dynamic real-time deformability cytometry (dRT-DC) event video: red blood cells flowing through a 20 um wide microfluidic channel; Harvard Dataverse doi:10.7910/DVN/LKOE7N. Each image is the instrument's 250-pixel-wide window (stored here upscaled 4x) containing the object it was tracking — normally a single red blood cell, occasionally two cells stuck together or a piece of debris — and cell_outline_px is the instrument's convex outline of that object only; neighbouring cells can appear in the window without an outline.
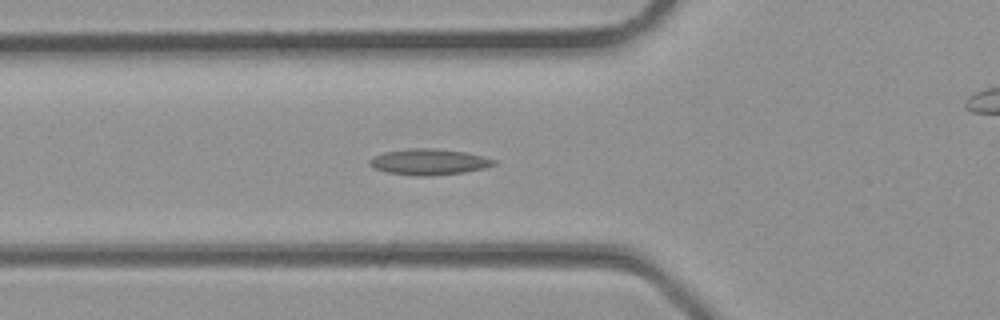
{"species": "common noctule bat (a hibernating species)", "species_latin": "Nyctalus noctula", "temperature_condition": "room temperature", "stored_images_in_passage": 35, "camera_frame_rate_fps": 3000, "um_per_image_px": 0.085, "animal": {"sex": "male", "body_mass_g": 23.1, "forearm_length_mm": 52.7}, "frame": {"image": 1, "passage_image": 12, "time_ms": 3.667, "image_size_px": [1000, 320], "cell_outline_px": [[496, 164], [484, 168], [464, 172], [432, 176], [416, 176], [388, 172], [376, 168], [368, 164], [368, 160], [372, 156], [384, 152], [408, 148], [432, 148], [464, 152], [484, 156], [496, 160]], "centroid_in_image_um": [36.45, 13.76], "position_along_channel_um": 89.4, "area_um2": 18.84}}
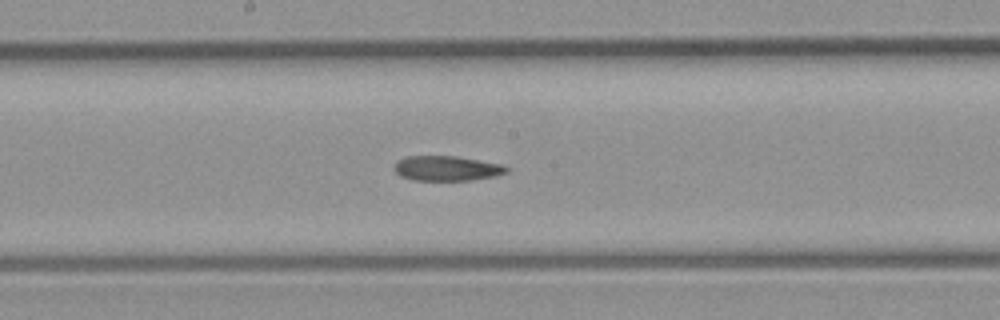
{"frame": {"image": 2, "passage_image": 18, "time_ms": 5.667, "image_size_px": [1000, 320], "cell_outline_px": [[508, 172], [496, 176], [472, 180], [412, 180], [400, 176], [392, 168], [396, 160], [404, 156], [456, 156], [504, 164], [508, 168]], "centroid_in_image_um": [37.96, 14.3], "position_along_channel_um": 210.2, "area_um2": 16.59}}
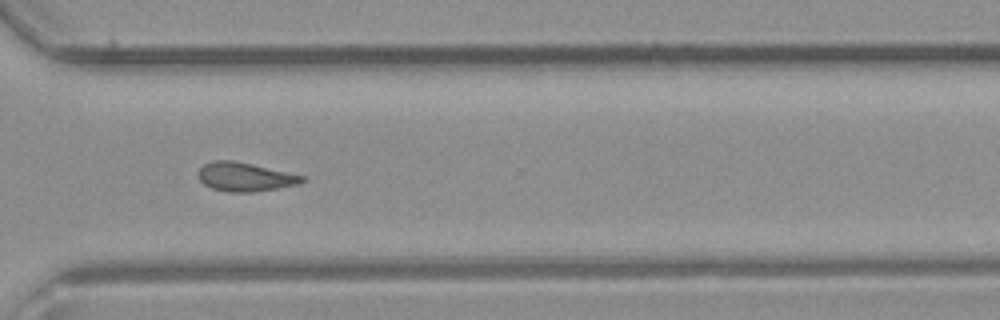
{"frame": {"image": 3, "passage_image": 25, "time_ms": 8.0, "image_size_px": [1000, 320], "cell_outline_px": [[308, 180], [300, 184], [252, 192], [232, 192], [212, 188], [204, 184], [200, 180], [196, 172], [204, 164], [212, 160], [232, 160], [252, 164], [304, 176]], "centroid_in_image_um": [20.81, 15.03], "position_along_channel_um": 349.8, "area_um2": 17.4}}